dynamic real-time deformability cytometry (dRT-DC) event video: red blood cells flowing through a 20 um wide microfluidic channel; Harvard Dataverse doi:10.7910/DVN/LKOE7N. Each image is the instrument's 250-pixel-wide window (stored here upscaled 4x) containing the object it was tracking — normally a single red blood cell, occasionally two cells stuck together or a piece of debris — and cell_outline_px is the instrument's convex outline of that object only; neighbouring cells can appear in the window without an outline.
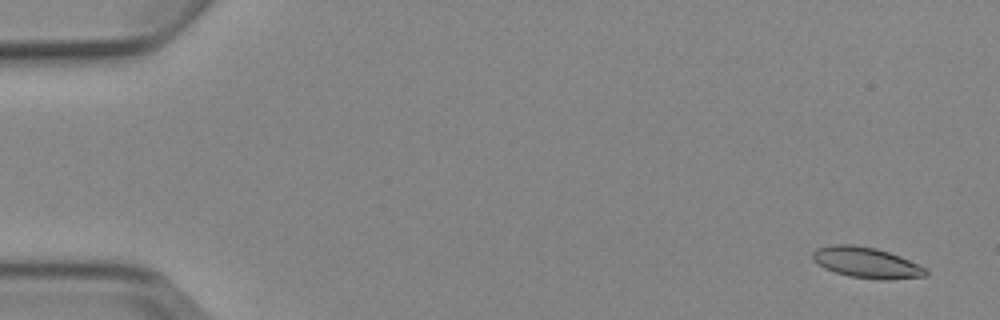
{"species": "Egyptian fruit bat (a non-hibernating species)", "species_latin": "Rousettus aegyptiacus", "temperature_condition": "cold", "stored_images_in_passage": 4, "camera_frame_rate_fps": 3000, "um_per_image_px": 0.085, "animal": {"sex": "female"}, "frame": {"image": 1, "passage_image": 1, "time_ms": 0.0, "image_size_px": [1000, 320], "cell_outline_px": [[928, 272], [924, 276], [888, 280], [880, 280], [848, 276], [824, 268], [812, 256], [812, 252], [816, 248], [832, 244], [856, 244], [876, 248], [900, 256], [924, 268]], "centroid_in_image_um": [73.62, 22.31], "position_along_channel_um": 11.4, "area_um2": 20.11}}
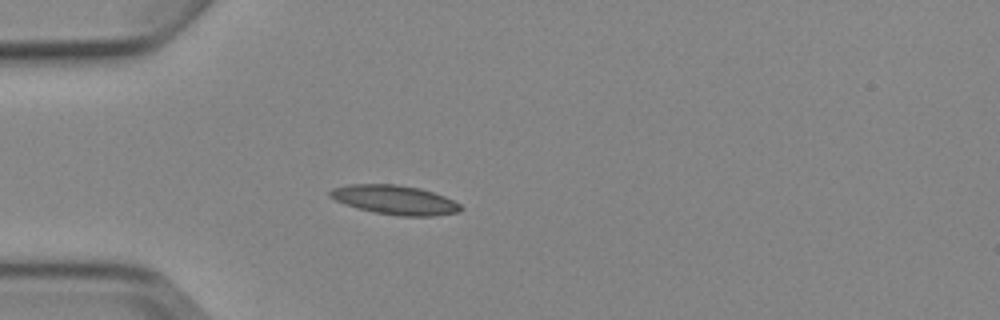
{"frame": {"image": 2, "passage_image": 4, "time_ms": 4.333, "image_size_px": [1000, 320], "cell_outline_px": [[464, 208], [460, 212], [432, 216], [400, 216], [372, 212], [344, 204], [328, 196], [328, 192], [332, 188], [348, 184], [396, 184], [420, 188], [444, 196], [460, 204]], "centroid_in_image_um": [33.55, 16.99], "position_along_channel_um": 51.5, "area_um2": 22.37}}